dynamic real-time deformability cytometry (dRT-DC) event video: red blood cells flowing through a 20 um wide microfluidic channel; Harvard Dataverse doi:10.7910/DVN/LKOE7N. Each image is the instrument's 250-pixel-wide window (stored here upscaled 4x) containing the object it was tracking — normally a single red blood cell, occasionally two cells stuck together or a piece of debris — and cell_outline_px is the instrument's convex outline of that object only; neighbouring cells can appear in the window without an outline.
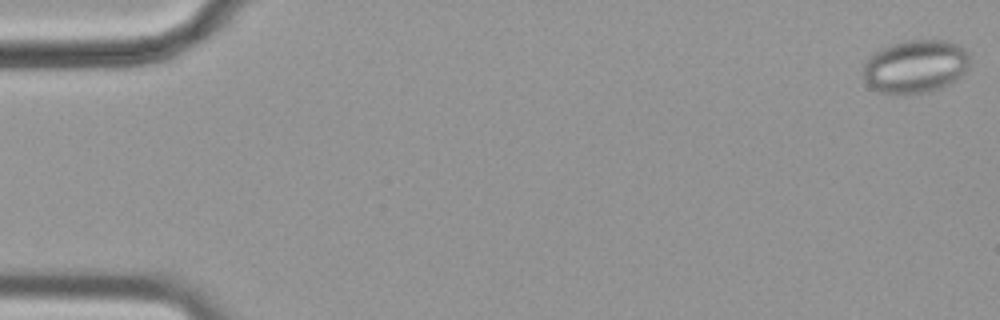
{"species": "common noctule bat (a hibernating species)", "species_latin": "Nyctalus noctula", "temperature_condition": "cold", "stored_images_in_passage": 57, "camera_frame_rate_fps": 3000, "um_per_image_px": 0.085, "animal": {"sex": "female", "body_mass_g": 19.9}, "frame": {"image": 1, "passage_image": 1, "time_ms": 0.0, "image_size_px": [1000, 320], "cell_outline_px": [[968, 68], [956, 80], [940, 88], [928, 92], [900, 96], [880, 92], [868, 88], [864, 80], [864, 64], [880, 48], [904, 40], [948, 40], [960, 44], [968, 52]], "centroid_in_image_um": [77.8, 5.67], "position_along_channel_um": 7.2, "area_um2": 33.52}}
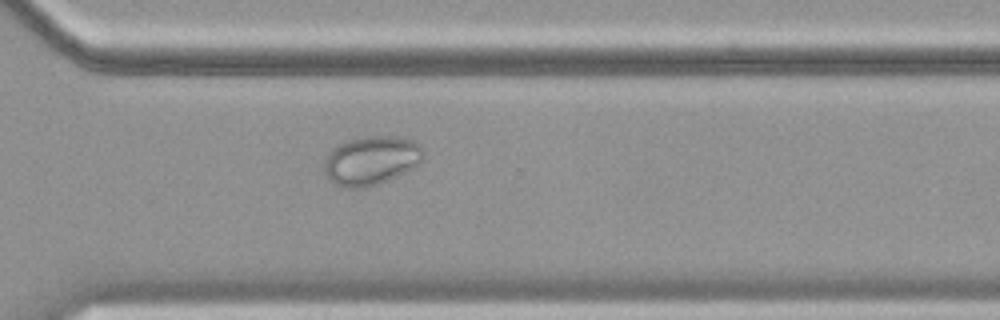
{"frame": {"image": 2, "passage_image": 41, "time_ms": 13.333, "image_size_px": [1000, 320], "cell_outline_px": [[420, 164], [388, 180], [368, 188], [344, 188], [332, 184], [324, 176], [324, 160], [328, 152], [336, 144], [348, 140], [368, 136], [400, 136], [412, 140], [420, 148]], "centroid_in_image_um": [31.45, 13.66], "position_along_channel_um": 339.2, "area_um2": 28.44}}
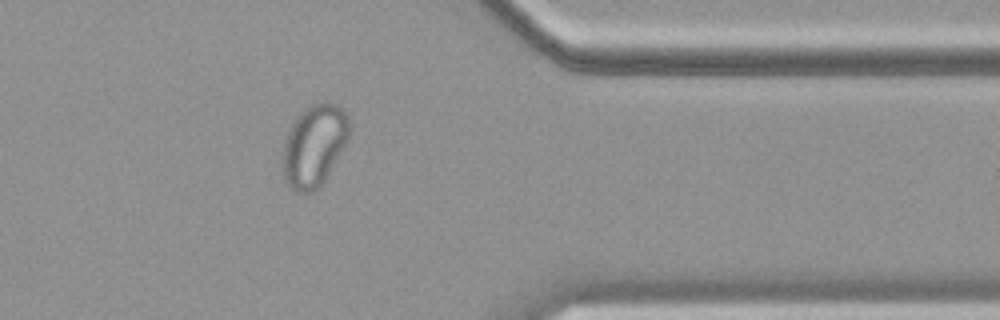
{"frame": {"image": 3, "passage_image": 46, "time_ms": 15.0, "image_size_px": [1000, 320], "cell_outline_px": [[348, 140], [320, 188], [312, 192], [296, 192], [284, 180], [280, 168], [280, 164], [284, 144], [288, 132], [292, 124], [300, 112], [312, 104], [324, 100], [328, 100], [336, 104], [348, 116]], "centroid_in_image_um": [26.67, 12.39], "position_along_channel_um": 384.7, "area_um2": 32.02}}